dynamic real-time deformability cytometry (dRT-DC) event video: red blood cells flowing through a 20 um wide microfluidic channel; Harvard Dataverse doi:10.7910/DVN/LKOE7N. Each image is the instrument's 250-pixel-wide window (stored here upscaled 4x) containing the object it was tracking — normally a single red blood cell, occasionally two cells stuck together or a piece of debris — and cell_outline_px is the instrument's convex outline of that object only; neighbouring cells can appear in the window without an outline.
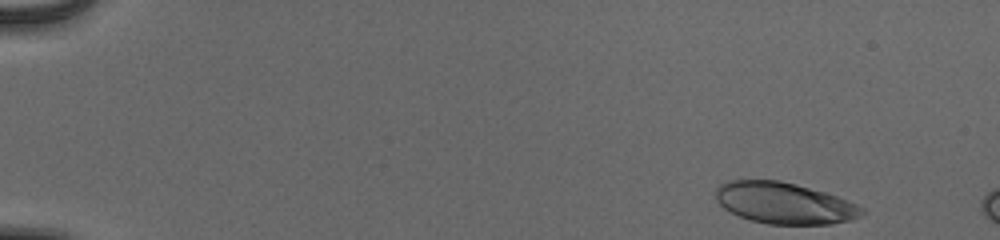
{"species": "human", "species_latin": "Homo sapiens", "temperature_condition": "cold", "stored_images_in_passage": 8, "camera_frame_rate_fps": 3000, "um_per_image_px": 0.085, "donor": {"sex": "male"}, "frame": {"image": 1, "passage_image": 1, "time_ms": 0.0, "image_size_px": [1000, 240], "cell_outline_px": [[868, 212], [864, 216], [852, 220], [832, 224], [768, 224], [752, 220], [740, 216], [724, 208], [716, 200], [716, 188], [720, 184], [728, 180], [780, 180], [796, 184], [824, 192], [836, 196], [856, 204], [864, 208]], "centroid_in_image_um": [66.71, 17.27], "position_along_channel_um": 18.3, "area_um2": 35.32}}